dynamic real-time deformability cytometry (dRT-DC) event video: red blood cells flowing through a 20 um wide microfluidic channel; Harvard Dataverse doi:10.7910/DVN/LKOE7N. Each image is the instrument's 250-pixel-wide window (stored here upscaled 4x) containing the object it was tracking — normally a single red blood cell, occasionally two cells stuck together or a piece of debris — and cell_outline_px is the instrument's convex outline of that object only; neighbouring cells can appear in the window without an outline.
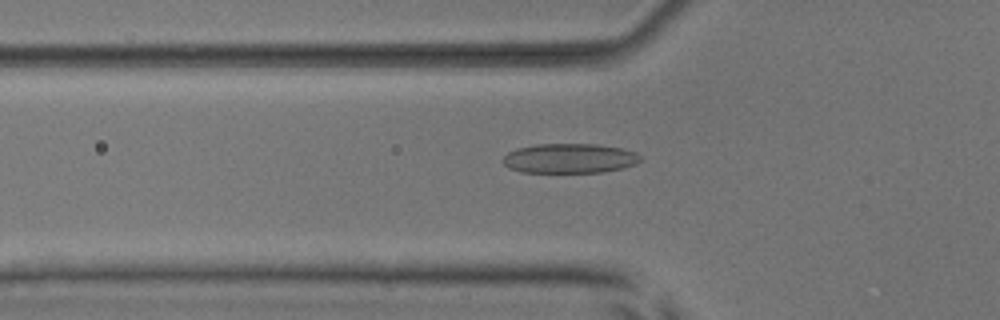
{"species": "common noctule bat (a hibernating species)", "species_latin": "Nyctalus noctula", "temperature_condition": "room temperature", "stored_images_in_passage": 50, "camera_frame_rate_fps": 3000, "um_per_image_px": 0.085, "animal": {"sex": "male", "body_mass_g": 17.9, "forearm_length_mm": 54.2}, "frame": {"image": 1, "passage_image": 16, "time_ms": 5.0, "image_size_px": [1000, 320], "cell_outline_px": [[640, 160], [636, 164], [624, 168], [604, 172], [520, 172], [508, 168], [500, 160], [508, 152], [516, 148], [536, 144], [596, 144], [620, 148], [636, 152], [640, 156]], "centroid_in_image_um": [48.38, 13.46], "position_along_channel_um": 77.4, "area_um2": 23.93}}
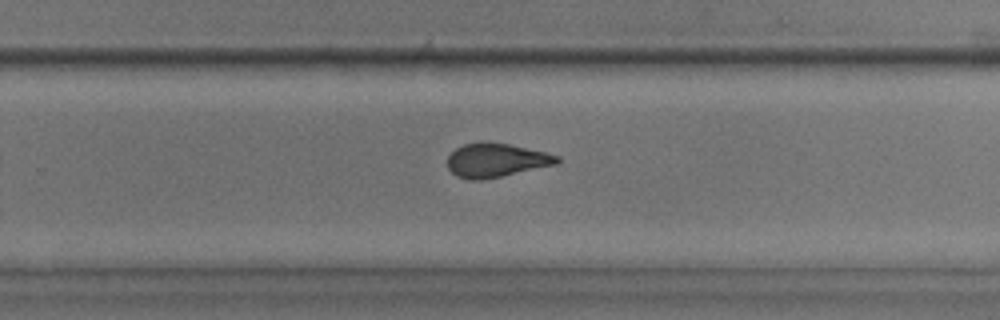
{"frame": {"image": 2, "passage_image": 32, "time_ms": 10.333, "image_size_px": [1000, 320], "cell_outline_px": [[560, 160], [556, 164], [500, 176], [480, 180], [468, 180], [456, 176], [448, 168], [448, 156], [456, 148], [464, 144], [484, 140], [488, 140], [508, 144], [544, 152], [560, 156]], "centroid_in_image_um": [42.13, 13.6], "position_along_channel_um": 287.7, "area_um2": 21.56}}
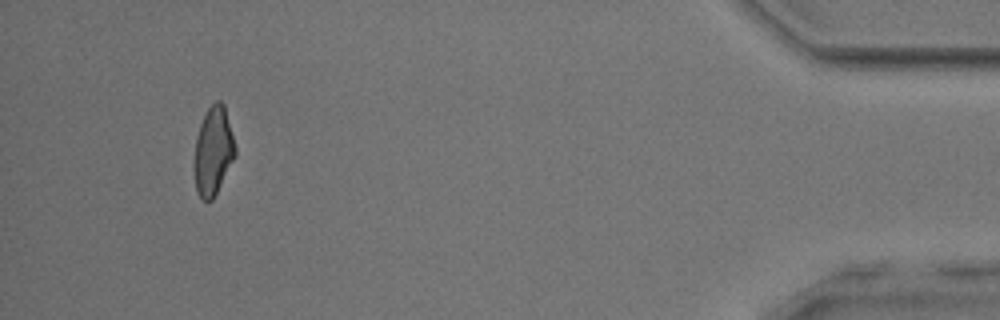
{"frame": {"image": 3, "passage_image": 47, "time_ms": 15.333, "image_size_px": [1000, 320], "cell_outline_px": [[236, 156], [212, 200], [204, 200], [196, 192], [192, 168], [192, 164], [196, 136], [200, 124], [208, 108], [216, 100], [220, 100], [224, 104], [236, 148]], "centroid_in_image_um": [18.09, 12.85], "position_along_channel_um": 417.1, "area_um2": 21.39}, "authors_computed_cell_mechanics": {"area_um2": 22.0796, "velocity_mm_per_s": 3.9451, "shape_relaxation_time_tau1_ms": 6.9303, "shape_relaxation_time_tau2_ms": 1.4908, "deformation_change_tau1": 0.1697, "deformation_change_tau2": 0.0908}}